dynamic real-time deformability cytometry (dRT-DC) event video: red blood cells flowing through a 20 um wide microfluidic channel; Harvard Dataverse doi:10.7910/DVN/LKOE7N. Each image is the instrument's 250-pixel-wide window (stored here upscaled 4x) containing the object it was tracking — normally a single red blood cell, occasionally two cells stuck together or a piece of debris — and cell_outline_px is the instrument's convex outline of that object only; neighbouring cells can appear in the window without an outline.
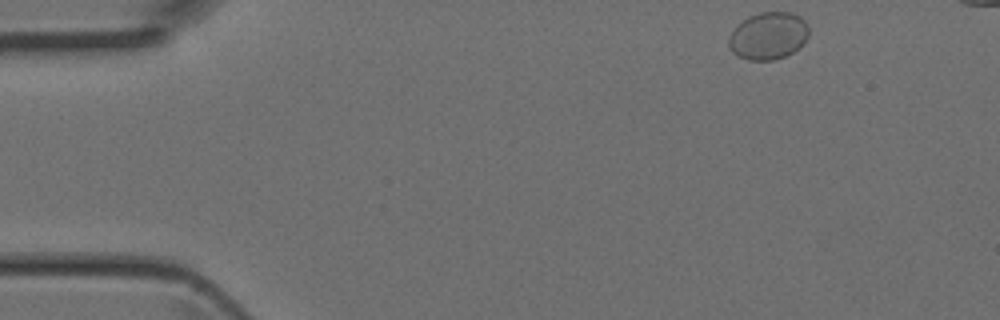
{"species": "Egyptian fruit bat (a non-hibernating species)", "species_latin": "Rousettus aegyptiacus", "temperature_condition": "room temperature", "stored_images_in_passage": 38, "camera_frame_rate_fps": 3000, "um_per_image_px": 0.085, "animal": {"sex": "female"}, "frame": {"image": 1, "passage_image": 1, "time_ms": 0.0, "image_size_px": [1000, 320], "cell_outline_px": [[808, 36], [792, 52], [784, 56], [772, 60], [748, 60], [732, 52], [728, 48], [728, 36], [736, 24], [748, 16], [760, 12], [792, 12], [800, 16], [808, 24]], "centroid_in_image_um": [65.25, 3.02], "position_along_channel_um": 19.7, "area_um2": 22.14}}
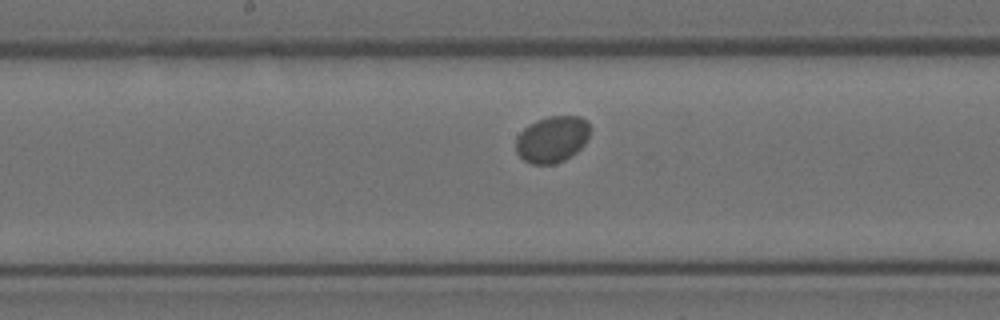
{"frame": {"image": 2, "passage_image": 19, "time_ms": 6.0, "image_size_px": [1000, 320], "cell_outline_px": [[588, 136], [584, 144], [576, 152], [564, 160], [552, 164], [532, 164], [524, 160], [516, 152], [516, 136], [528, 124], [536, 120], [548, 116], [580, 116], [588, 120]], "centroid_in_image_um": [46.9, 11.82], "position_along_channel_um": 201.3, "area_um2": 20.06}}
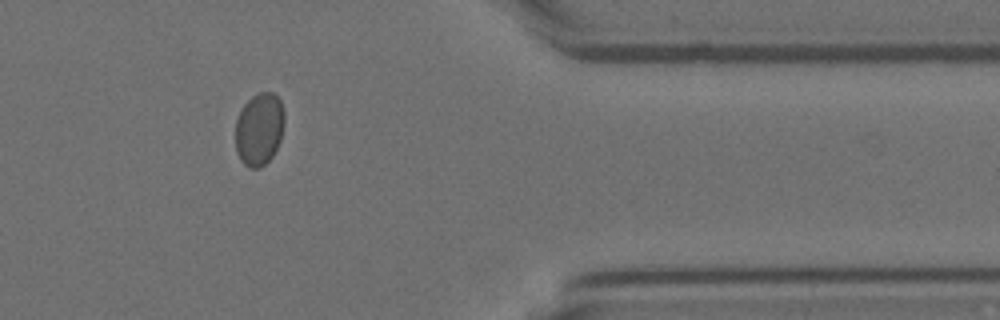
{"frame": {"image": 3, "passage_image": 33, "time_ms": 10.667, "image_size_px": [1000, 320], "cell_outline_px": [[284, 124], [280, 140], [272, 156], [260, 168], [248, 168], [240, 160], [236, 152], [236, 120], [244, 104], [252, 96], [260, 92], [272, 92], [280, 100], [284, 112]], "centroid_in_image_um": [22.03, 10.98], "position_along_channel_um": 389.4, "area_um2": 20.69}}